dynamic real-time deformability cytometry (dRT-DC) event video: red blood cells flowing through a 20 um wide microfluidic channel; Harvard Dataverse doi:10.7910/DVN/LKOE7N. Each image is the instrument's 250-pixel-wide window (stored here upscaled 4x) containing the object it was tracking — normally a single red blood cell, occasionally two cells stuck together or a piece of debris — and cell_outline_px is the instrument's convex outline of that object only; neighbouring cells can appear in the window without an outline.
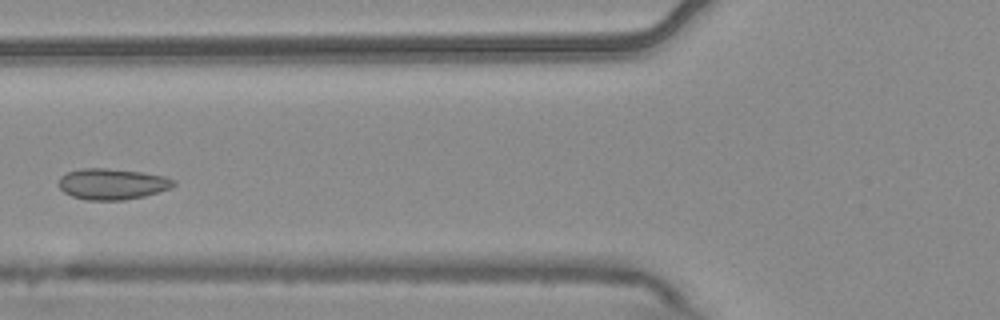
{"species": "common noctule bat (a hibernating species)", "species_latin": "Nyctalus noctula", "temperature_condition": "warm", "stored_images_in_passage": 7, "camera_frame_rate_fps": 3000, "um_per_image_px": 0.085, "animal": {"sex": "male", "body_mass_g": 20.4}, "frame": {"image": 1, "passage_image": 5, "time_ms": 1.333, "image_size_px": [1000, 320], "cell_outline_px": [[176, 184], [172, 188], [144, 196], [124, 200], [84, 200], [72, 196], [64, 192], [56, 184], [60, 176], [68, 172], [80, 168], [104, 168], [140, 172], [164, 176], [176, 180]], "centroid_in_image_um": [9.52, 15.64], "position_along_channel_um": 116.3, "area_um2": 20.92}}
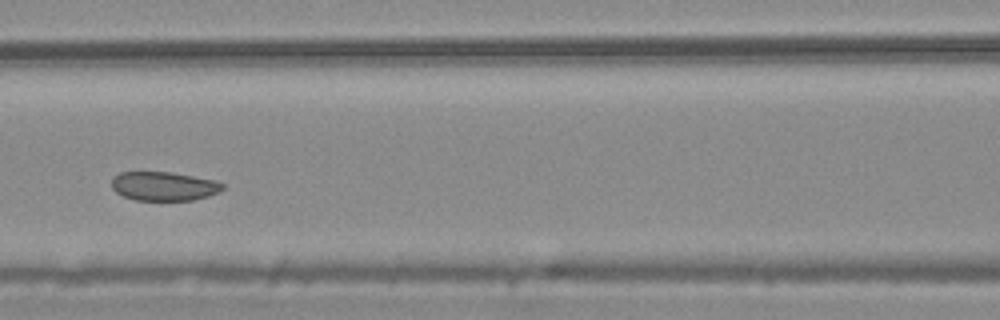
{"frame": {"image": 2, "passage_image": 6, "time_ms": 1.667, "image_size_px": [1000, 320], "cell_outline_px": [[224, 188], [220, 192], [208, 196], [192, 200], [136, 200], [124, 196], [116, 192], [112, 188], [112, 176], [120, 172], [172, 172], [216, 180], [224, 184]], "centroid_in_image_um": [13.94, 15.82], "position_along_channel_um": 152.7, "area_um2": 18.84}}
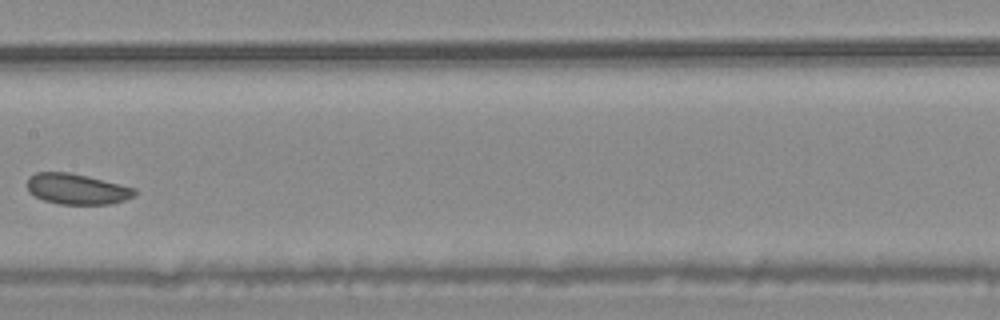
{"frame": {"image": 3, "passage_image": 7, "time_ms": 2.0, "image_size_px": [1000, 320], "cell_outline_px": [[136, 196], [124, 200], [108, 204], [60, 204], [44, 200], [28, 192], [28, 176], [36, 172], [68, 172], [88, 176], [136, 188]], "centroid_in_image_um": [6.54, 16.06], "position_along_channel_um": 200.9, "area_um2": 19.19}}